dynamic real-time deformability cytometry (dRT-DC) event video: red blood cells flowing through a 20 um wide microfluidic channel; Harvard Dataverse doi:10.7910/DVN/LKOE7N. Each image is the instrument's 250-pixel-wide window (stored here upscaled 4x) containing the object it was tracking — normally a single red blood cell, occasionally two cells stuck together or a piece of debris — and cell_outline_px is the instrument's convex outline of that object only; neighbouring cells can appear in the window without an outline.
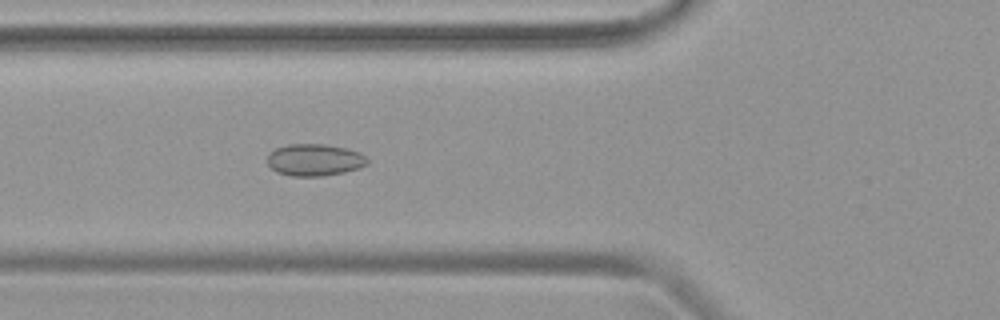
{"species": "common noctule bat (a hibernating species)", "species_latin": "Nyctalus noctula", "temperature_condition": "warm", "stored_images_in_passage": 48, "camera_frame_rate_fps": 3000, "um_per_image_px": 0.085, "animal": {"sex": "female", "body_mass_g": 19.9}, "frame": {"image": 1, "passage_image": 18, "time_ms": 5.667, "image_size_px": [1000, 320], "cell_outline_px": [[368, 164], [344, 172], [324, 176], [292, 176], [276, 172], [268, 164], [268, 152], [276, 148], [288, 144], [324, 144], [348, 148], [360, 152], [368, 160]], "centroid_in_image_um": [26.72, 13.58], "position_along_channel_um": 99.1, "area_um2": 18.67}}
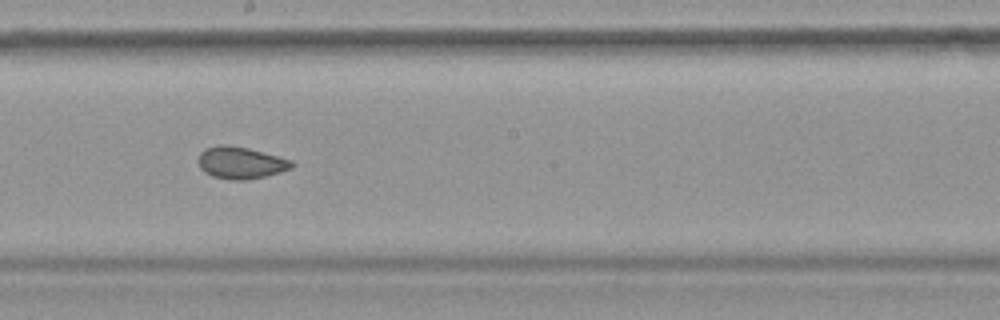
{"frame": {"image": 2, "passage_image": 27, "time_ms": 8.667, "image_size_px": [1000, 320], "cell_outline_px": [[296, 164], [292, 168], [280, 172], [264, 176], [244, 180], [232, 180], [212, 176], [204, 172], [200, 168], [200, 152], [204, 148], [220, 144], [224, 144], [248, 148], [280, 156], [292, 160]], "centroid_in_image_um": [20.49, 13.82], "position_along_channel_um": 227.7, "area_um2": 17.46}}
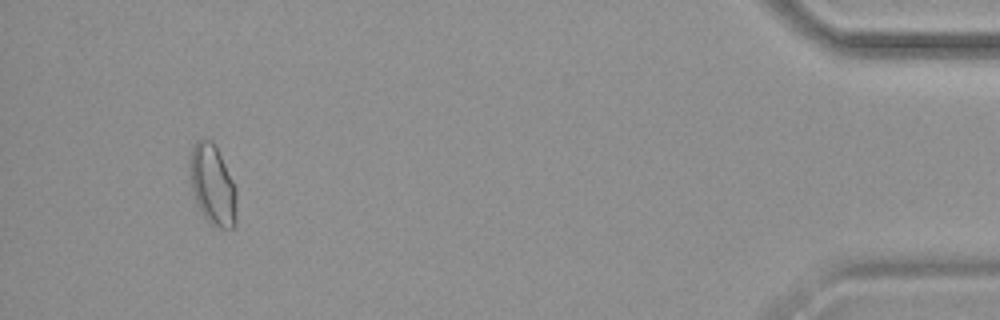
{"frame": {"image": 3, "passage_image": 45, "time_ms": 14.667, "image_size_px": [1000, 320], "cell_outline_px": [[236, 224], [232, 228], [220, 228], [212, 224], [204, 216], [196, 204], [192, 188], [192, 148], [196, 140], [204, 136], [212, 140], [236, 188]], "centroid_in_image_um": [18.1, 15.73], "position_along_channel_um": 417.1, "area_um2": 21.33}}